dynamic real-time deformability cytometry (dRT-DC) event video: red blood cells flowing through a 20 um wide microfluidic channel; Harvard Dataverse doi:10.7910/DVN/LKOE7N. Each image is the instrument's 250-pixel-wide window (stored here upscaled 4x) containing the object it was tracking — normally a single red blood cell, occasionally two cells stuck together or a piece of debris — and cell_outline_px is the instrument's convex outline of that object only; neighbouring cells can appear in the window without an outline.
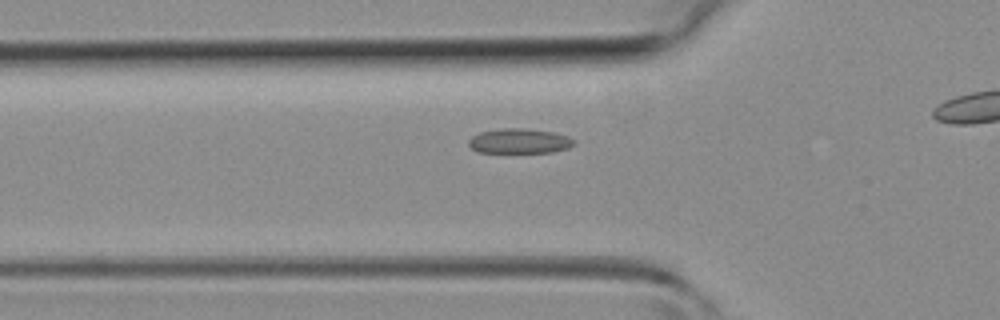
{"species": "common noctule bat (a hibernating species)", "species_latin": "Nyctalus noctula", "temperature_condition": "room temperature", "stored_images_in_passage": 28, "camera_frame_rate_fps": 3000, "um_per_image_px": 0.085, "animal": {"sex": "female", "body_mass_g": 19.3, "forearm_length_mm": 54.1}, "frame": {"image": 1, "passage_image": 7, "time_ms": 2.0, "image_size_px": [1000, 320], "cell_outline_px": [[576, 140], [568, 148], [552, 152], [476, 152], [468, 144], [468, 140], [472, 136], [480, 132], [500, 128], [524, 128], [552, 132], [568, 136]], "centroid_in_image_um": [44.12, 11.98], "position_along_channel_um": 81.7, "area_um2": 15.2}}
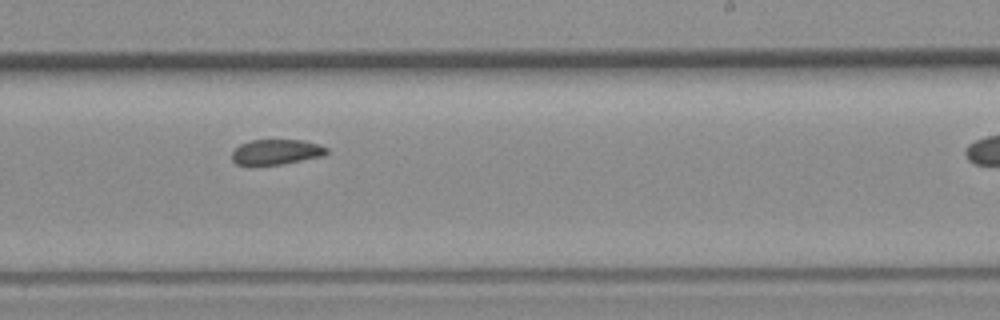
{"frame": {"image": 2, "passage_image": 19, "time_ms": 6.0, "image_size_px": [1000, 320], "cell_outline_px": [[328, 152], [324, 156], [280, 164], [236, 164], [232, 160], [232, 152], [240, 144], [252, 140], [304, 140], [320, 144], [328, 148]], "centroid_in_image_um": [23.53, 12.9], "position_along_channel_um": 265.5, "area_um2": 13.81}}
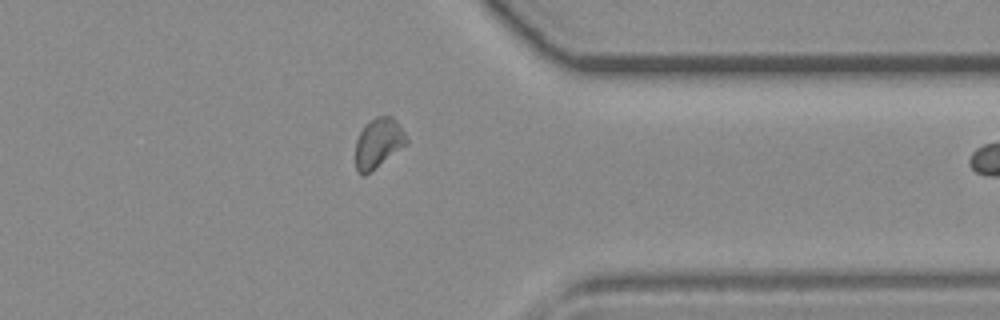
{"frame": {"image": 3, "passage_image": 27, "time_ms": 8.667, "image_size_px": [1000, 320], "cell_outline_px": [[408, 144], [364, 176], [360, 176], [356, 172], [356, 140], [360, 132], [376, 116], [392, 116], [396, 120], [404, 132], [408, 140]], "centroid_in_image_um": [32.17, 12.19], "position_along_channel_um": 379.2, "area_um2": 14.68}}